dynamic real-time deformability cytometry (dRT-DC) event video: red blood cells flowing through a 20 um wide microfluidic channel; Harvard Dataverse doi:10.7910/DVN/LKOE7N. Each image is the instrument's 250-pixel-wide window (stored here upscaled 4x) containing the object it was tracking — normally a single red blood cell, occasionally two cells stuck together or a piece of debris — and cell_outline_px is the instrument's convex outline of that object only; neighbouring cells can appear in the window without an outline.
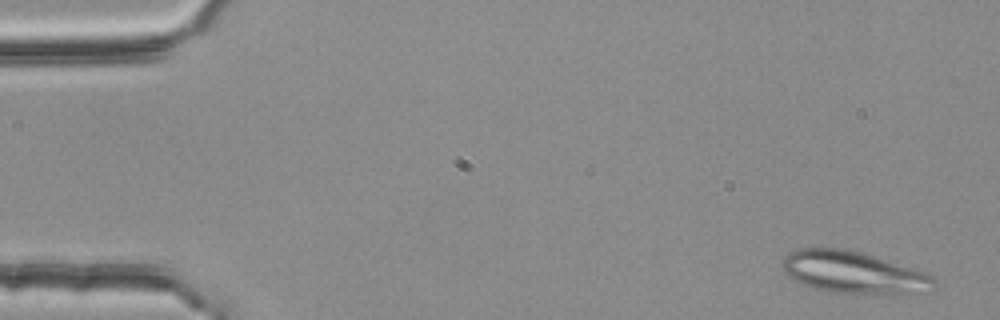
{"species": "common noctule bat (a hibernating species)", "species_latin": "Nyctalus noctula", "temperature_condition": "room temperature", "stored_images_in_passage": 4, "camera_frame_rate_fps": 3000, "um_per_image_px": 0.085, "animal": {"sex": "female", "body_mass_g": 25.1}, "frame": {"image": 1, "passage_image": 1, "time_ms": 0.0, "image_size_px": [1000, 320], "cell_outline_px": [[936, 288], [928, 292], [892, 296], [856, 296], [828, 292], [812, 288], [788, 276], [780, 268], [784, 256], [788, 252], [800, 248], [844, 248], [860, 252], [924, 272], [932, 276], [936, 280]], "centroid_in_image_um": [72.58, 23.22], "position_along_channel_um": 12.4, "area_um2": 38.49}}